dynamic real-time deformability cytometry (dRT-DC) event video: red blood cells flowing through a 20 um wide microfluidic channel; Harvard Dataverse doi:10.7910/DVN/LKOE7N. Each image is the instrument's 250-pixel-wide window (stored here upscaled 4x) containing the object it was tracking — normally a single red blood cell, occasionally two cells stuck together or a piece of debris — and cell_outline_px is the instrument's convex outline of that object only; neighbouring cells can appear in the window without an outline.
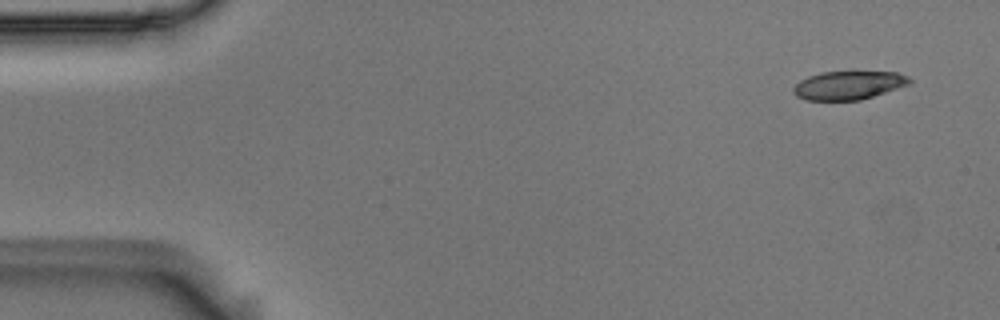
{"species": "Egyptian fruit bat (a non-hibernating species)", "species_latin": "Rousettus aegyptiacus", "temperature_condition": "room temperature", "stored_images_in_passage": 15, "camera_frame_rate_fps": 3000, "um_per_image_px": 0.085, "animal": {"sex": "male"}, "frame": {"image": 1, "passage_image": 2, "time_ms": 0.333, "image_size_px": [1000, 320], "cell_outline_px": [[912, 80], [908, 84], [860, 100], [804, 100], [796, 96], [792, 92], [792, 88], [800, 80], [808, 76], [820, 72], [852, 68], [856, 68], [896, 72], [908, 76]], "centroid_in_image_um": [72.1, 7.17], "position_along_channel_um": 12.9, "area_um2": 20.29}}
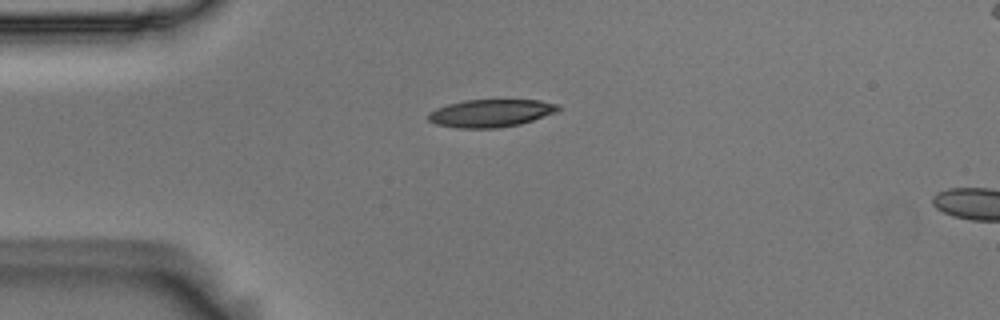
{"frame": {"image": 2, "passage_image": 12, "time_ms": 3.667, "image_size_px": [1000, 320], "cell_outline_px": [[560, 108], [556, 112], [520, 124], [496, 128], [456, 128], [436, 124], [428, 120], [428, 112], [436, 108], [448, 104], [464, 100], [540, 100], [556, 104]], "centroid_in_image_um": [41.67, 9.62], "position_along_channel_um": 43.3, "area_um2": 20.87}}